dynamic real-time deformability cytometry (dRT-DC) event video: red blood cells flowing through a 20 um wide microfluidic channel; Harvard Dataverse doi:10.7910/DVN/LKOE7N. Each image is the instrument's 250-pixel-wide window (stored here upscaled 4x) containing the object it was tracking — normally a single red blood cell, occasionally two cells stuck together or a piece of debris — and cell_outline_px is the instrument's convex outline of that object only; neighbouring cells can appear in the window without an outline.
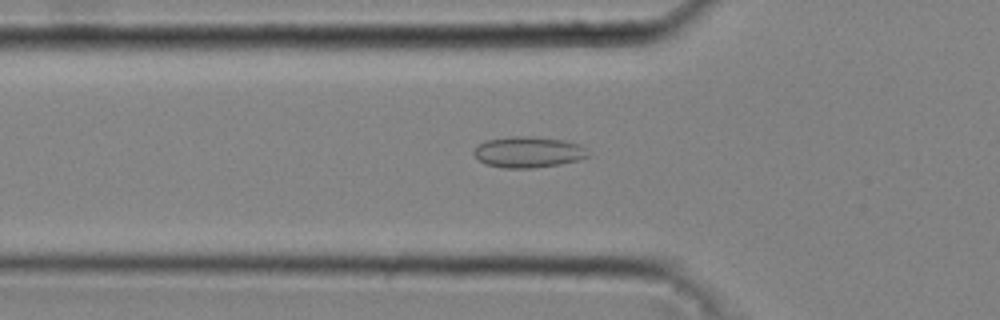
{"species": "common noctule bat (a hibernating species)", "species_latin": "Nyctalus noctula", "temperature_condition": "cold", "stored_images_in_passage": 29, "camera_frame_rate_fps": 3000, "um_per_image_px": 0.085, "animal": {"sex": "male", "body_mass_g": 20.4}, "frame": {"image": 1, "passage_image": 9, "time_ms": 2.667, "image_size_px": [1000, 320], "cell_outline_px": [[588, 156], [576, 160], [560, 164], [532, 168], [504, 168], [484, 164], [472, 152], [476, 144], [484, 140], [512, 136], [532, 136], [564, 140], [580, 144], [584, 148]], "centroid_in_image_um": [44.83, 12.91], "position_along_channel_um": 81.0, "area_um2": 20.69}}
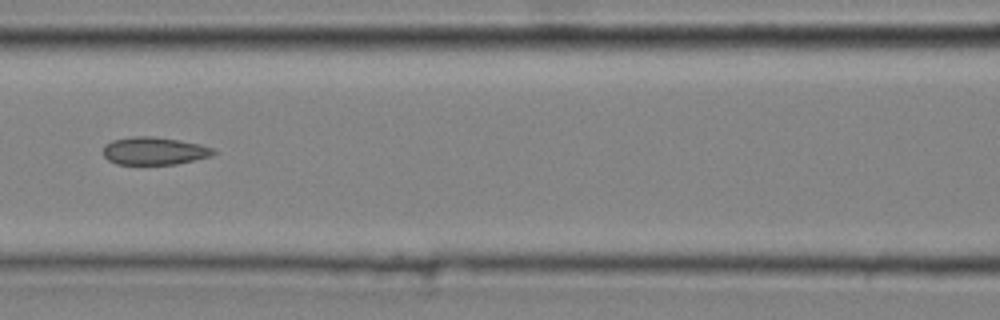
{"frame": {"image": 2, "passage_image": 14, "time_ms": 4.333, "image_size_px": [1000, 320], "cell_outline_px": [[220, 152], [212, 156], [176, 164], [116, 164], [108, 160], [104, 156], [104, 144], [112, 140], [132, 136], [152, 136], [180, 140], [200, 144], [212, 148]], "centroid_in_image_um": [13.13, 12.82], "position_along_channel_um": 153.5, "area_um2": 17.98}}